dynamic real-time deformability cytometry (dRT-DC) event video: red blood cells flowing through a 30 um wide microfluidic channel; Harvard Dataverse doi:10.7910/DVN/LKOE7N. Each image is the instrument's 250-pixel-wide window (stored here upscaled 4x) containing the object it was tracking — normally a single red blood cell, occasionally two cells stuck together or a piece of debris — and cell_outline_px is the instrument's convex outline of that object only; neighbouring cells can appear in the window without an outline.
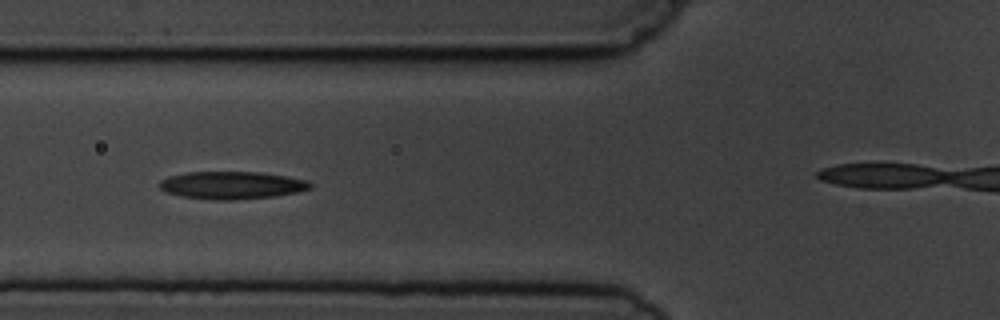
{"species": "common noctule bat (a hibernating species)", "species_latin": "Nyctalus noctula", "temperature_condition": "cold", "stored_images_in_passage": 12, "camera_frame_rate_fps": 3000, "um_per_image_px": 0.085, "animal": {"sex": "male", "body_mass_g": 19.5, "forearm_length_mm": 54.6}, "frame": {"image": 1, "passage_image": 7, "time_ms": 7.0, "image_size_px": [1000, 320], "cell_outline_px": [[312, 188], [296, 192], [272, 196], [236, 200], [212, 200], [180, 196], [168, 192], [160, 188], [160, 180], [168, 176], [188, 172], [260, 172], [288, 176], [308, 180], [312, 184]], "centroid_in_image_um": [19.72, 15.74], "position_along_channel_um": 106.1, "area_um2": 24.28}}
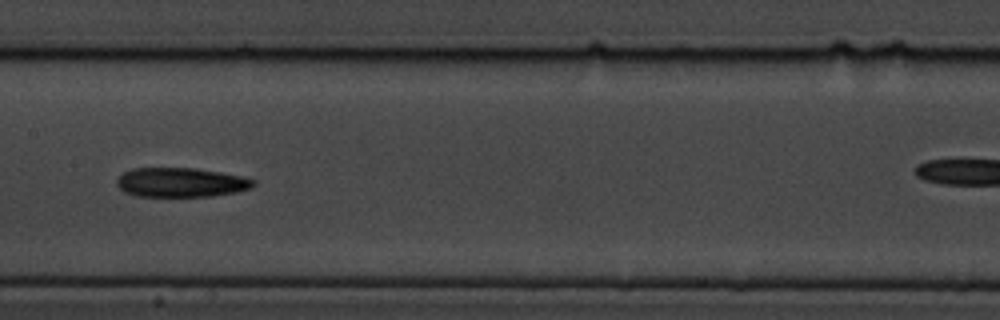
{"frame": {"image": 2, "passage_image": 9, "time_ms": 9.333, "image_size_px": [1000, 320], "cell_outline_px": [[256, 184], [252, 188], [236, 192], [208, 196], [136, 196], [124, 192], [116, 184], [116, 180], [124, 172], [132, 168], [196, 168], [220, 172], [240, 176], [256, 180]], "centroid_in_image_um": [15.38, 15.5], "position_along_channel_um": 192.0, "area_um2": 23.35}}
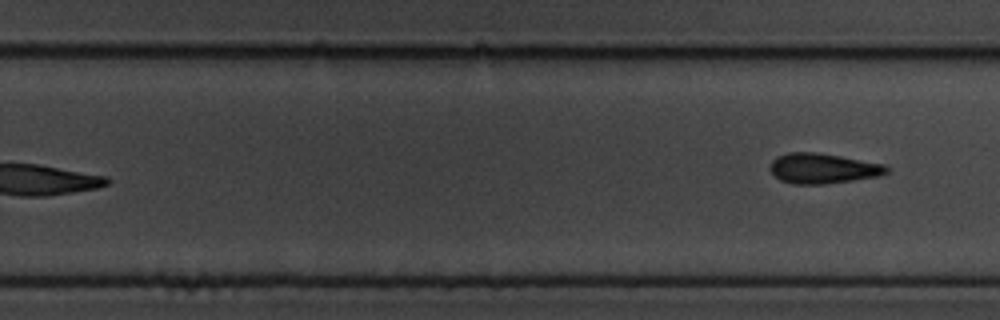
{"frame": {"image": 3, "passage_image": 12, "time_ms": 13.0, "image_size_px": [1000, 320], "cell_outline_px": [[888, 172], [880, 176], [824, 184], [792, 184], [780, 180], [772, 172], [772, 160], [776, 156], [788, 152], [816, 152], [888, 164]], "centroid_in_image_um": [69.98, 14.31], "position_along_channel_um": 259.8, "area_um2": 20.52}}